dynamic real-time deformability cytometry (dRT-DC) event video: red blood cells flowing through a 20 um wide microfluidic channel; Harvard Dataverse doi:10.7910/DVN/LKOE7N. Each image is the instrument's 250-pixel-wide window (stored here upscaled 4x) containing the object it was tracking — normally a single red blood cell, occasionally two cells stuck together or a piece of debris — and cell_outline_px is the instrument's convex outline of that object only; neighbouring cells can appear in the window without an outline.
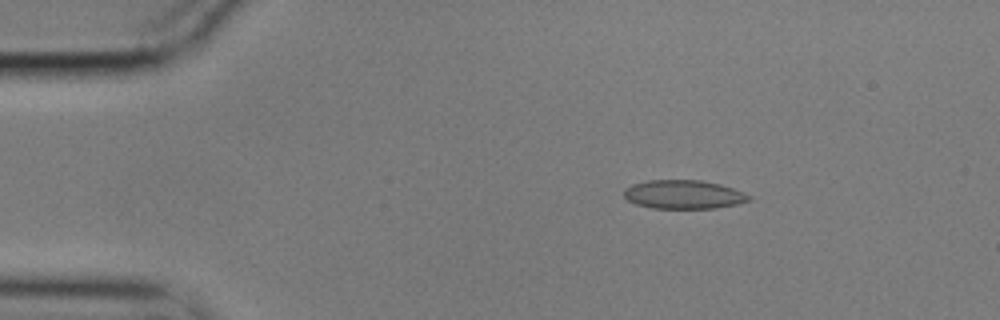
{"species": "common noctule bat (a hibernating species)", "species_latin": "Nyctalus noctula", "temperature_condition": "cold", "stored_images_in_passage": 56, "camera_frame_rate_fps": 3000, "um_per_image_px": 0.085, "animal": {"sex": "male", "body_mass_g": 17.9}, "frame": {"image": 1, "passage_image": 9, "time_ms": 2.667, "image_size_px": [1000, 320], "cell_outline_px": [[752, 200], [736, 204], [716, 208], [652, 208], [636, 204], [628, 200], [624, 196], [624, 188], [632, 184], [648, 180], [700, 180], [720, 184], [744, 192], [752, 196]], "centroid_in_image_um": [58.11, 16.53], "position_along_channel_um": 26.9, "area_um2": 20.98}}
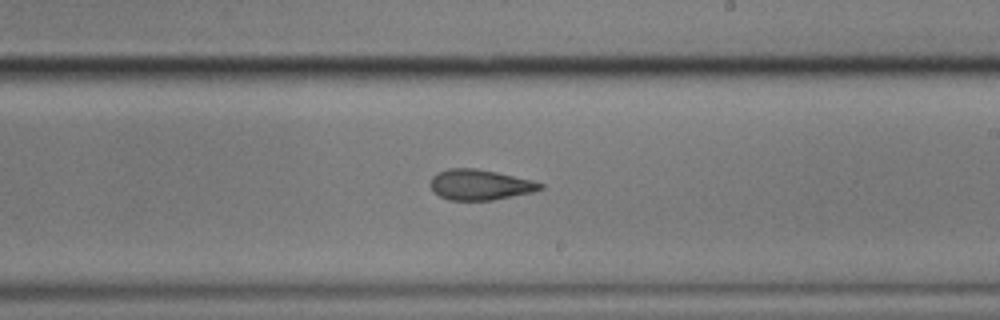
{"frame": {"image": 2, "passage_image": 33, "time_ms": 10.667, "image_size_px": [1000, 320], "cell_outline_px": [[544, 188], [532, 192], [492, 200], [448, 200], [432, 192], [428, 184], [432, 176], [436, 172], [448, 168], [476, 168], [496, 172], [532, 180], [544, 184]], "centroid_in_image_um": [40.73, 15.7], "position_along_channel_um": 248.3, "area_um2": 19.71}}
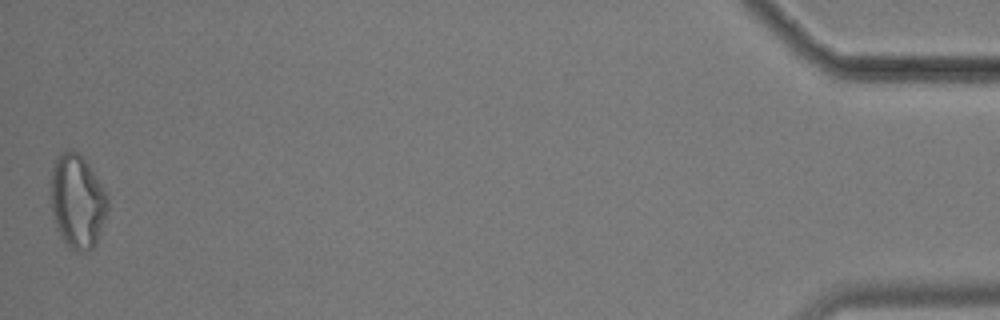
{"frame": {"image": 3, "passage_image": 56, "time_ms": 18.333, "image_size_px": [1000, 320], "cell_outline_px": [[108, 208], [96, 244], [88, 252], [76, 252], [68, 248], [60, 236], [56, 228], [52, 216], [48, 192], [52, 164], [56, 156], [60, 152], [76, 152], [88, 164], [108, 196]], "centroid_in_image_um": [6.51, 17.15], "position_along_channel_um": 428.7, "area_um2": 31.73}, "authors_computed_cell_mechanics": {"area_um2": 20.7502, "velocity_mm_per_s": 3.5376, "shape_relaxation_time_tau1_ms": null, "shape_relaxation_time_tau2_ms": 2.5549, "deformation_change_tau1": null, "deformation_change_tau2": 0.081}}